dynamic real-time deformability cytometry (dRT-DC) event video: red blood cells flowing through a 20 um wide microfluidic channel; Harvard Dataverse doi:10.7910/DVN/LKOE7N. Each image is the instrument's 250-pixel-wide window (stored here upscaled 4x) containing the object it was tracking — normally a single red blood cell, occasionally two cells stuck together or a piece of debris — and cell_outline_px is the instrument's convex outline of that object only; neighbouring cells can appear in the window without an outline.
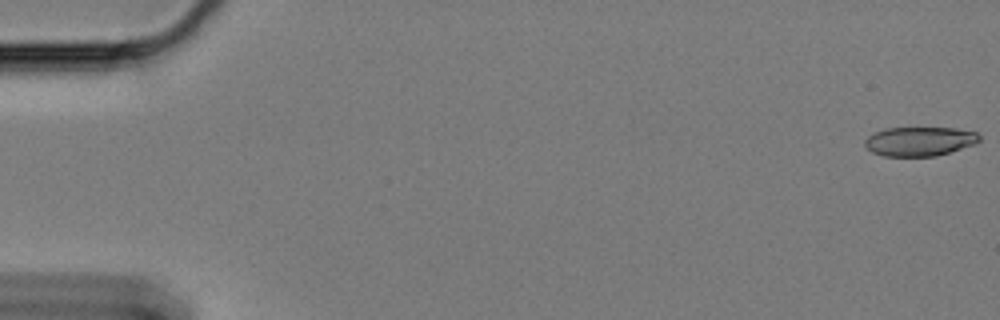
{"species": "Egyptian fruit bat (a non-hibernating species)", "species_latin": "Rousettus aegyptiacus", "temperature_condition": "cold", "stored_images_in_passage": 61, "camera_frame_rate_fps": 3000, "um_per_image_px": 0.085, "animal": {"sex": "female"}, "frame": {"image": 1, "passage_image": 1, "time_ms": 0.0, "image_size_px": [1000, 320], "cell_outline_px": [[980, 140], [976, 144], [936, 156], [884, 156], [872, 152], [864, 144], [864, 140], [868, 136], [884, 128], [952, 128], [976, 132], [980, 136]], "centroid_in_image_um": [78.16, 12.01], "position_along_channel_um": 6.8, "area_um2": 19.42}}
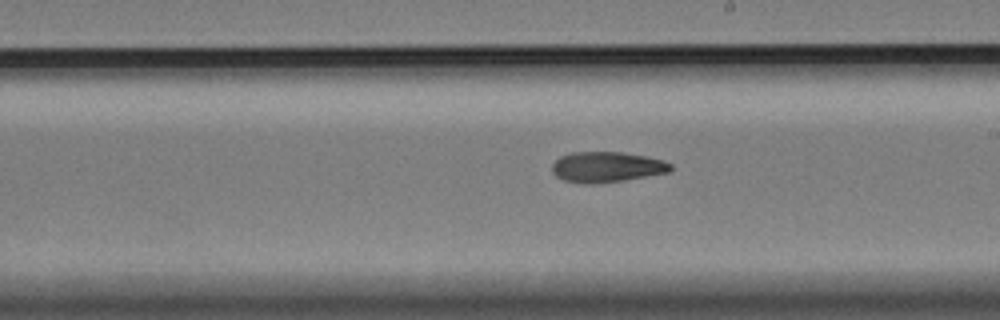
{"frame": {"image": 2, "passage_image": 35, "time_ms": 11.333, "image_size_px": [1000, 320], "cell_outline_px": [[672, 168], [668, 172], [624, 180], [596, 184], [584, 184], [564, 180], [556, 176], [552, 172], [552, 164], [560, 156], [572, 152], [624, 152], [664, 160], [672, 164]], "centroid_in_image_um": [51.55, 14.19], "position_along_channel_um": 237.4, "area_um2": 21.1}}
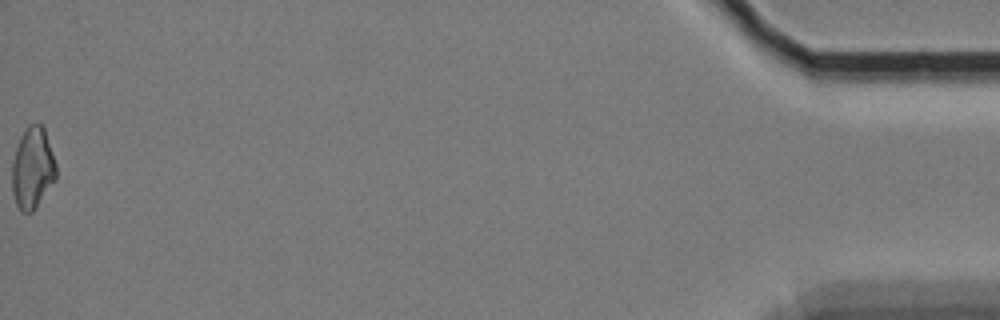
{"frame": {"image": 3, "passage_image": 61, "time_ms": 20.0, "image_size_px": [1000, 320], "cell_outline_px": [[56, 180], [32, 212], [20, 212], [16, 204], [12, 192], [12, 164], [16, 148], [20, 136], [28, 124], [40, 124], [44, 128], [56, 164]], "centroid_in_image_um": [2.76, 14.31], "position_along_channel_um": 432.4, "area_um2": 20.92}, "authors_computed_cell_mechanics": {"area_um2": 21.097, "velocity_mm_per_s": 3.3352, "shape_relaxation_time_tau1_ms": 5.9761, "shape_relaxation_time_tau2_ms": 7.6663, "deformation_change_tau1": 0.1614, "deformation_change_tau2": 0.1551}}